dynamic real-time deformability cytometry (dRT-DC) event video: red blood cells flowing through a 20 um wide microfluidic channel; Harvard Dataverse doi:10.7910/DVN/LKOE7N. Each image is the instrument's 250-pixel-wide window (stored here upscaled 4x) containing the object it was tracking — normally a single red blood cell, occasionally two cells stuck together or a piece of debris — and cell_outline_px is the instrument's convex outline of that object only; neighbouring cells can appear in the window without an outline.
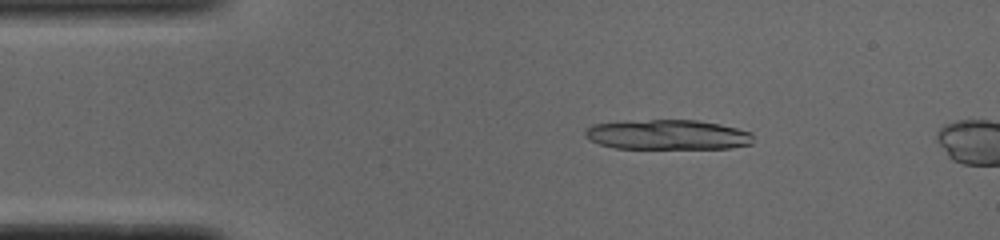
{"species": "common noctule bat (a hibernating species)", "species_latin": "Nyctalus noctula", "temperature_condition": "cold", "stored_images_in_passage": 11, "camera_frame_rate_fps": 3000, "um_per_image_px": 0.085, "animal": {"sex": "male", "body_mass_g": 19.0, "forearm_length_mm": 50.8}, "frame": {"image": 1, "passage_image": 8, "time_ms": 2.333, "image_size_px": [1000, 240], "cell_outline_px": [[752, 144], [732, 148], [612, 148], [600, 144], [584, 136], [584, 132], [592, 124], [620, 120], [696, 120], [720, 124], [752, 132]], "centroid_in_image_um": [56.72, 11.44], "position_along_channel_um": 28.3, "area_um2": 29.54}}